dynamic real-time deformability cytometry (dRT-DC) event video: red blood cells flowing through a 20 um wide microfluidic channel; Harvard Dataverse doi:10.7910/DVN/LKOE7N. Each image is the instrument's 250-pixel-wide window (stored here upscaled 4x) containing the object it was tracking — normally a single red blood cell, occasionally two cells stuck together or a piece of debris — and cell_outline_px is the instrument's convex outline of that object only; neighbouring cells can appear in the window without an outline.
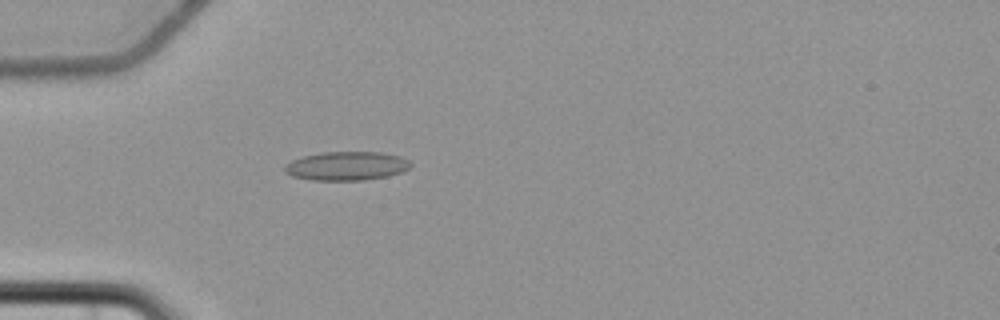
{"species": "common noctule bat (a hibernating species)", "species_latin": "Nyctalus noctula", "temperature_condition": "cold", "stored_images_in_passage": 5, "camera_frame_rate_fps": 3000, "um_per_image_px": 0.085, "animal": {"sex": "female", "body_mass_g": 22.7, "forearm_length_mm": 54.2}, "frame": {"image": 1, "passage_image": 5, "time_ms": 4.667, "image_size_px": [1000, 320], "cell_outline_px": [[412, 164], [408, 168], [400, 172], [388, 176], [364, 180], [312, 180], [292, 176], [284, 172], [284, 168], [292, 160], [304, 156], [324, 152], [380, 152], [400, 156], [408, 160]], "centroid_in_image_um": [29.46, 14.11], "position_along_channel_um": 55.5, "area_um2": 20.98}}